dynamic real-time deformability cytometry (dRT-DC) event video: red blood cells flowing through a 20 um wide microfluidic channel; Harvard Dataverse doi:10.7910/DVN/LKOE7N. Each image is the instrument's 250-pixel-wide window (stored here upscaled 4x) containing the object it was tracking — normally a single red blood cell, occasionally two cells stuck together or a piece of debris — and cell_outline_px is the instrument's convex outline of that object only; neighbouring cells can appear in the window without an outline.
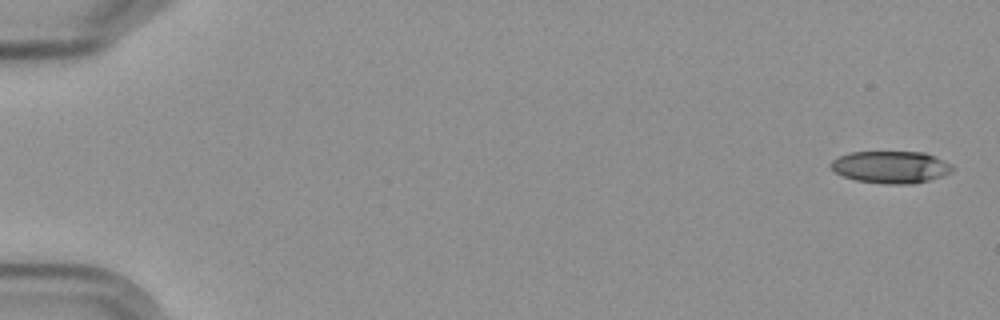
{"species": "Egyptian fruit bat (a non-hibernating species)", "species_latin": "Rousettus aegyptiacus", "temperature_condition": "cold", "stored_images_in_passage": 5, "camera_frame_rate_fps": 3000, "um_per_image_px": 0.085, "frame": {"image": 1, "passage_image": 1, "time_ms": 0.0, "image_size_px": [1000, 320], "cell_outline_px": [[952, 168], [948, 172], [940, 176], [928, 180], [912, 184], [884, 184], [856, 180], [844, 176], [836, 172], [832, 168], [832, 160], [840, 156], [852, 152], [924, 152], [952, 164]], "centroid_in_image_um": [75.71, 14.2], "position_along_channel_um": 9.3, "area_um2": 22.37}}
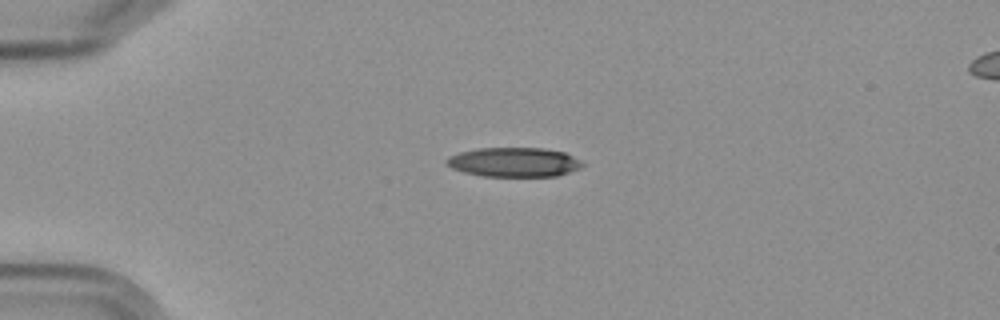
{"frame": {"image": 2, "passage_image": 4, "time_ms": 4.333, "image_size_px": [1000, 320], "cell_outline_px": [[584, 164], [580, 168], [556, 176], [484, 176], [464, 172], [452, 168], [444, 164], [444, 160], [448, 156], [460, 152], [476, 148], [544, 148], [564, 152], [580, 160]], "centroid_in_image_um": [43.65, 13.78], "position_along_channel_um": 41.4, "area_um2": 23.29}}